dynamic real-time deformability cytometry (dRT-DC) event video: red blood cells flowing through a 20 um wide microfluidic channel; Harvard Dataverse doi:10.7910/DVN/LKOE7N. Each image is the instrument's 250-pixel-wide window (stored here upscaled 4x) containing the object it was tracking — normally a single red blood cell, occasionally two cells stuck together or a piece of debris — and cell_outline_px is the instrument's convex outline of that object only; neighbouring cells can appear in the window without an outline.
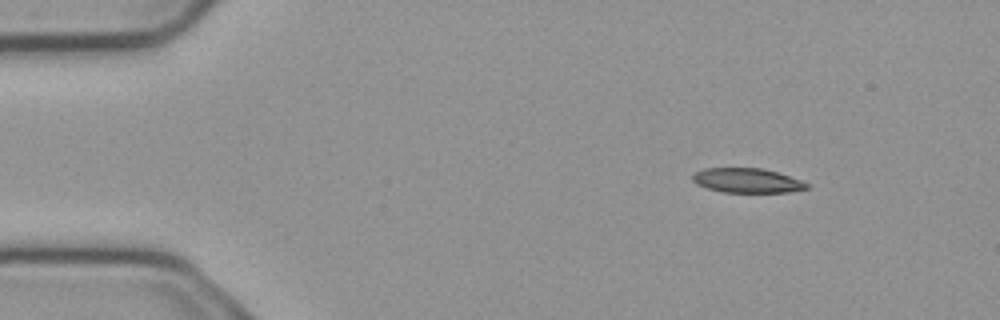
{"species": "common noctule bat (a hibernating species)", "species_latin": "Nyctalus noctula", "temperature_condition": "cold", "stored_images_in_passage": 4, "camera_frame_rate_fps": 3000, "um_per_image_px": 0.085, "animal": {"sex": "male", "body_mass_g": 23.1, "forearm_length_mm": 52.7}, "frame": {"image": 1, "passage_image": 1, "time_ms": 0.0, "image_size_px": [1000, 320], "cell_outline_px": [[808, 188], [788, 192], [720, 192], [696, 184], [692, 180], [692, 176], [696, 172], [704, 168], [760, 168], [776, 172], [800, 180], [808, 184]], "centroid_in_image_um": [63.46, 15.34], "position_along_channel_um": 21.5, "area_um2": 16.13}}
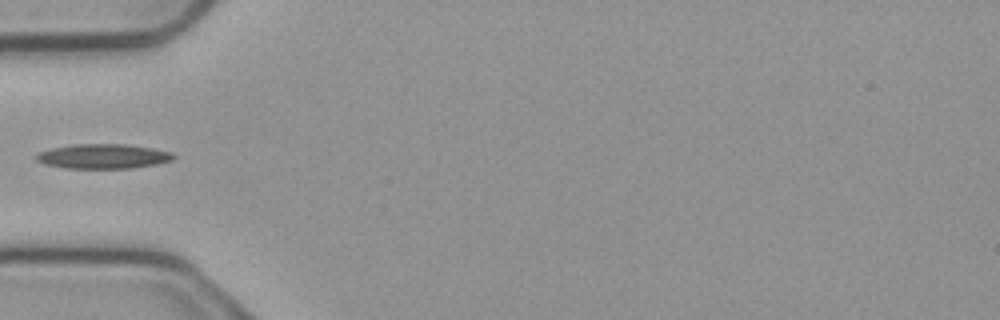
{"frame": {"image": 2, "passage_image": 4, "time_ms": 1.0, "image_size_px": [1000, 320], "cell_outline_px": [[176, 156], [172, 160], [156, 164], [132, 168], [64, 168], [44, 164], [36, 160], [36, 156], [40, 152], [52, 148], [76, 144], [124, 144], [152, 148], [172, 152]], "centroid_in_image_um": [8.78, 13.29], "position_along_channel_um": 76.2, "area_um2": 19.59}}